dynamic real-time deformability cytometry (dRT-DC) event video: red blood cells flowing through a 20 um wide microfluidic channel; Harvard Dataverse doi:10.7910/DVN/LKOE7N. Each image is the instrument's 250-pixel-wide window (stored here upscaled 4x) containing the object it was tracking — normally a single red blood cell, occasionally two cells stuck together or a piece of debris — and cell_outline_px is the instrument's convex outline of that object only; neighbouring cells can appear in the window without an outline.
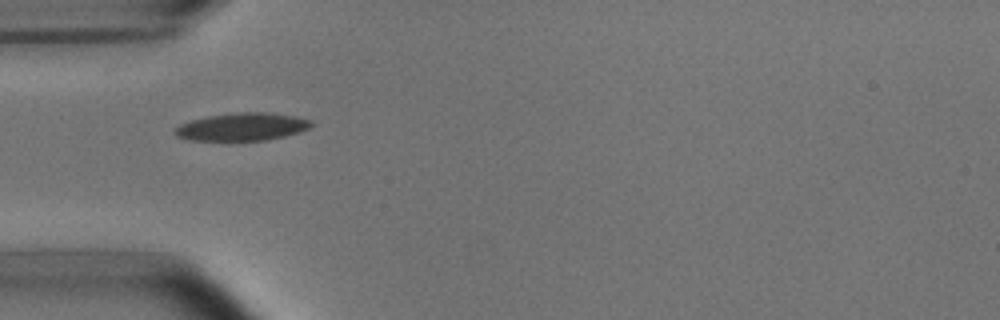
{"species": "common noctule bat (a hibernating species)", "species_latin": "Nyctalus noctula", "temperature_condition": "room temperature", "stored_images_in_passage": 5, "camera_frame_rate_fps": 3000, "um_per_image_px": 0.085, "animal": {"sex": "male", "body_mass_g": 15.6}, "frame": {"image": 1, "passage_image": 1, "time_ms": 0.0, "image_size_px": [1000, 320], "cell_outline_px": [[312, 124], [308, 128], [300, 132], [268, 140], [188, 140], [176, 136], [176, 128], [180, 124], [192, 120], [208, 116], [240, 112], [268, 112], [296, 116], [312, 120]], "centroid_in_image_um": [20.62, 10.77], "position_along_channel_um": 64.4, "area_um2": 21.91}}
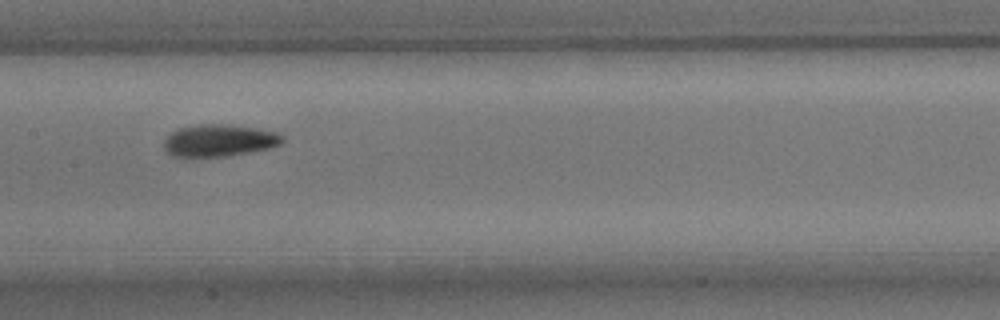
{"frame": {"image": 2, "passage_image": 4, "time_ms": 3.333, "image_size_px": [1000, 320], "cell_outline_px": [[284, 140], [280, 144], [268, 148], [228, 156], [192, 160], [188, 160], [172, 156], [164, 148], [164, 140], [176, 128], [200, 124], [228, 124], [256, 128], [276, 132], [284, 136]], "centroid_in_image_um": [18.55, 11.98], "position_along_channel_um": 188.8, "area_um2": 22.89}}
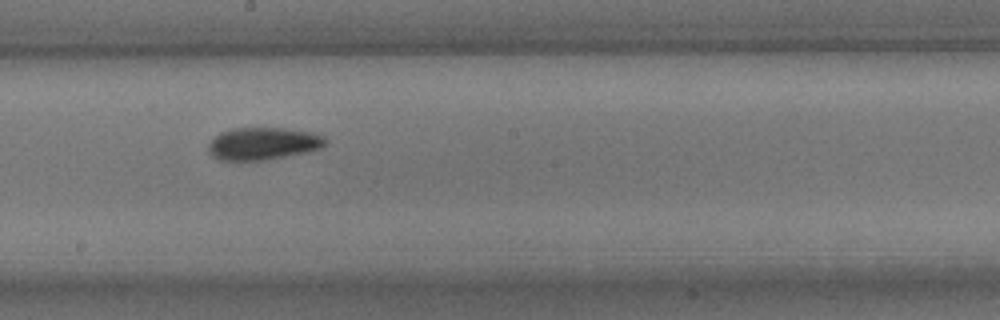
{"frame": {"image": 3, "passage_image": 5, "time_ms": 4.333, "image_size_px": [1000, 320], "cell_outline_px": [[328, 140], [320, 148], [308, 152], [264, 160], [220, 160], [212, 156], [208, 152], [208, 144], [220, 132], [232, 128], [284, 128], [308, 132], [324, 136]], "centroid_in_image_um": [22.34, 12.21], "position_along_channel_um": 225.9, "area_um2": 22.02}}